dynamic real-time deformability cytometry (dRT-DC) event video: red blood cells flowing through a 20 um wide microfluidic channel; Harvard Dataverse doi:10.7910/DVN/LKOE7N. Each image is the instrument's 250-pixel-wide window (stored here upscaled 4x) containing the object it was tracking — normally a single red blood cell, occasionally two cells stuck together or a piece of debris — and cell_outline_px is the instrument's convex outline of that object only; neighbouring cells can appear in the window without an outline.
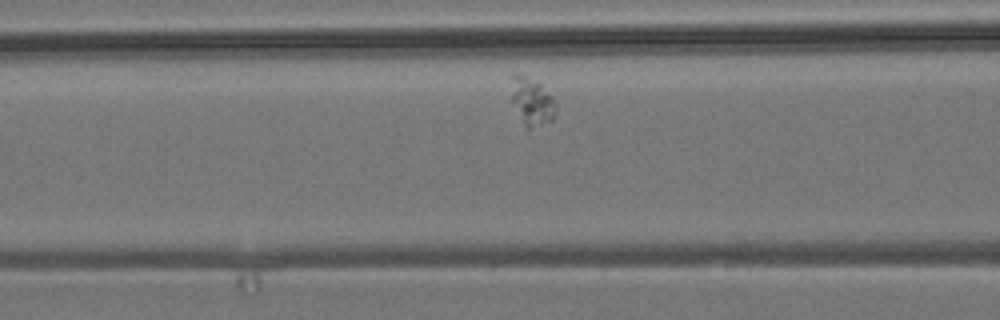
{"species": "common noctule bat (a hibernating species)", "species_latin": "Nyctalus noctula", "temperature_condition": "room temperature", "stored_images_in_passage": 42, "camera_frame_rate_fps": 3000, "um_per_image_px": 0.085, "animal": {"sex": "male", "body_mass_g": 19.2, "forearm_length_mm": 51.8}, "frame": {"image": 1, "passage_image": 7, "time_ms": 2.0, "image_size_px": [1000, 320], "cell_outline_px": [[556, 112], [552, 120], [528, 128], [524, 128], [512, 100], [512, 72], [524, 76], [540, 84], [552, 96], [556, 104]], "centroid_in_image_um": [45.21, 8.63], "position_along_channel_um": 121.4, "area_um2": 12.08}}
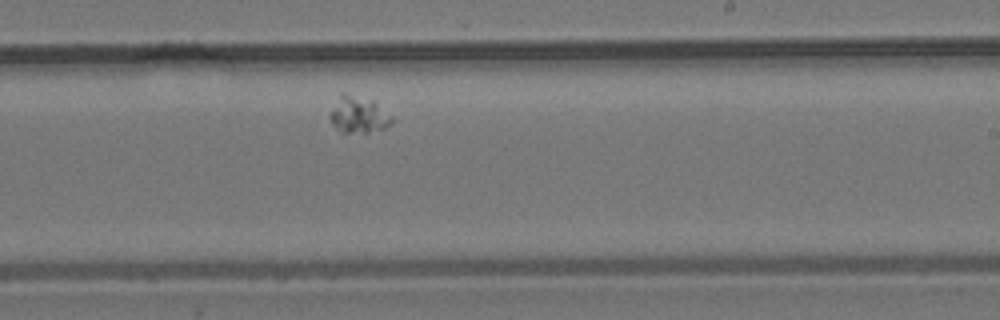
{"frame": {"image": 2, "passage_image": 19, "time_ms": 6.0, "image_size_px": [1000, 320], "cell_outline_px": [[392, 124], [384, 128], [368, 132], [340, 132], [332, 124], [328, 116], [340, 92], [344, 92], [372, 100], [392, 116]], "centroid_in_image_um": [30.43, 9.74], "position_along_channel_um": 258.6, "area_um2": 13.18}}
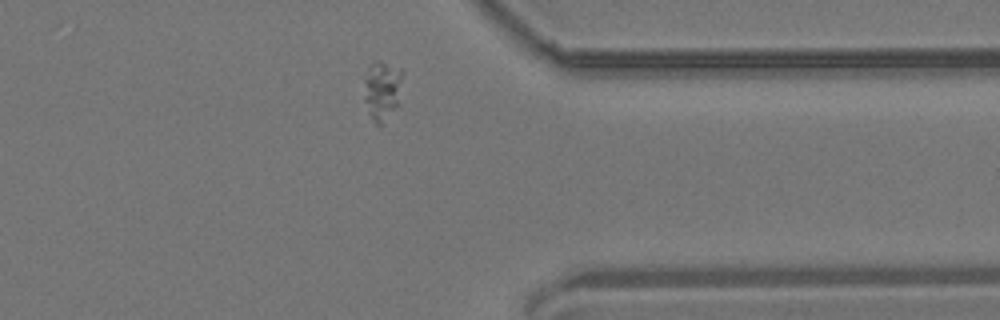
{"frame": {"image": 3, "passage_image": 30, "time_ms": 9.667, "image_size_px": [1000, 320], "cell_outline_px": [[404, 72], [400, 104], [380, 124], [376, 124], [372, 120], [364, 100], [364, 76], [368, 68], [376, 60], [380, 60], [400, 68]], "centroid_in_image_um": [32.52, 7.63], "position_along_channel_um": 378.9, "area_um2": 13.7}}